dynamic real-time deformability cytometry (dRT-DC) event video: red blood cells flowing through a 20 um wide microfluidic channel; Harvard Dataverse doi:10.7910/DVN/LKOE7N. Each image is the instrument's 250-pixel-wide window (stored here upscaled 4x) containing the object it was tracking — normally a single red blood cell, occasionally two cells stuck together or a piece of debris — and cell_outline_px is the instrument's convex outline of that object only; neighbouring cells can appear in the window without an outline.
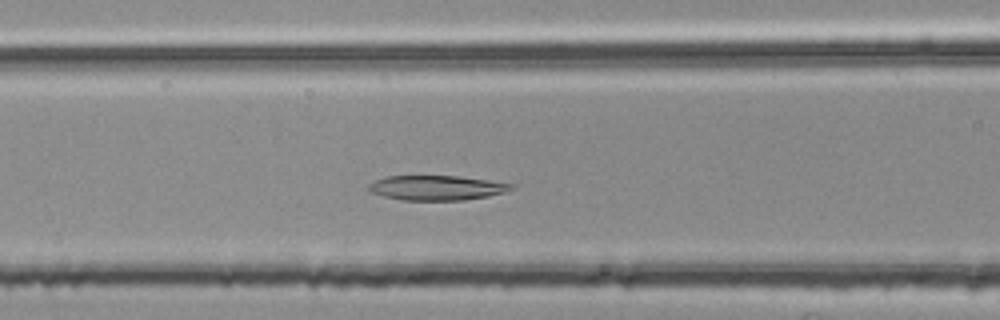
{"species": "common noctule bat (a hibernating species)", "species_latin": "Nyctalus noctula", "temperature_condition": "room temperature", "stored_images_in_passage": 45, "camera_frame_rate_fps": 3000, "um_per_image_px": 0.085, "animal": {"sex": "female", "body_mass_g": 25.1}, "frame": {"image": 1, "passage_image": 17, "time_ms": 5.333, "image_size_px": [1000, 320], "cell_outline_px": [[516, 188], [504, 192], [488, 196], [464, 200], [404, 200], [384, 196], [368, 192], [368, 184], [384, 176], [460, 176], [516, 184]], "centroid_in_image_um": [37.13, 15.96], "position_along_channel_um": 129.5, "area_um2": 20.69}}
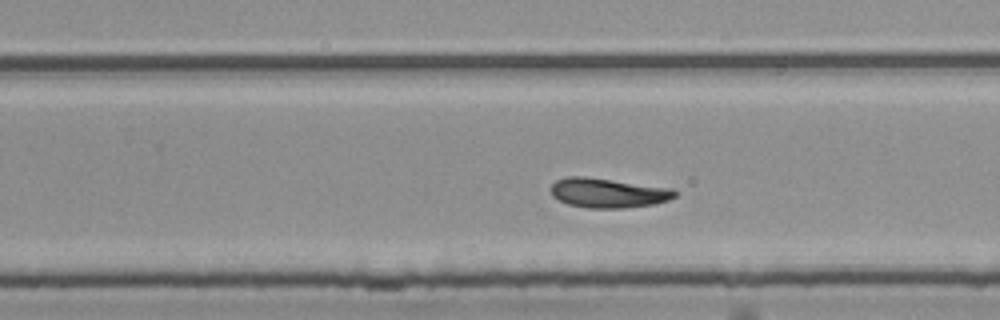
{"frame": {"image": 2, "passage_image": 29, "time_ms": 9.333, "image_size_px": [1000, 320], "cell_outline_px": [[680, 192], [676, 196], [668, 200], [656, 204], [624, 208], [588, 208], [568, 204], [552, 196], [552, 184], [556, 180], [568, 176], [584, 176], [672, 188]], "centroid_in_image_um": [51.72, 16.4], "position_along_channel_um": 278.1, "area_um2": 21.44}}
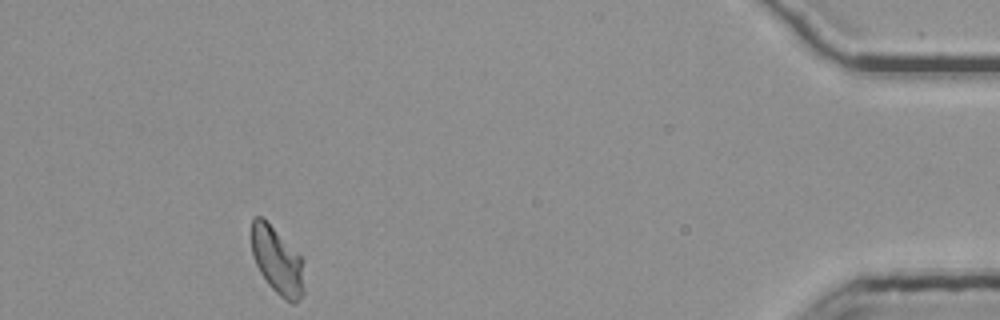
{"frame": {"image": 3, "passage_image": 45, "time_ms": 14.667, "image_size_px": [1000, 320], "cell_outline_px": [[304, 296], [296, 304], [292, 304], [284, 300], [268, 284], [260, 272], [252, 256], [252, 220], [256, 216], [260, 216], [304, 260]], "centroid_in_image_um": [23.61, 22.27], "position_along_channel_um": 411.6, "area_um2": 20.46}, "authors_computed_cell_mechanics": {"area_um2": 21.3282, "velocity_mm_per_s": 3.7289, "shape_relaxation_time_tau1_ms": null, "shape_relaxation_time_tau2_ms": 7.6018, "deformation_change_tau1": null, "deformation_change_tau2": 0.1347}}